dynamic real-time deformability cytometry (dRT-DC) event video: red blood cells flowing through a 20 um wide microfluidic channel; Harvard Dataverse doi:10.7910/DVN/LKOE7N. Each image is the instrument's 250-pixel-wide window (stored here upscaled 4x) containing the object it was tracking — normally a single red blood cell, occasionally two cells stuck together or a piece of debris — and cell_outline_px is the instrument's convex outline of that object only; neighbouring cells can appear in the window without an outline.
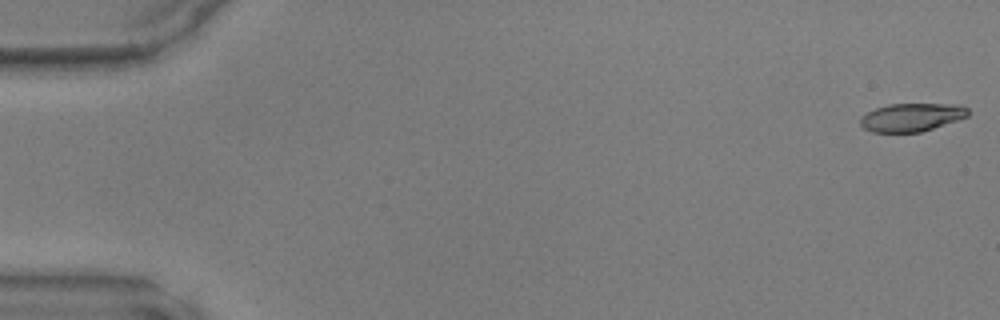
{"species": "common noctule bat (a hibernating species)", "species_latin": "Nyctalus noctula", "temperature_condition": "warm", "stored_images_in_passage": 48, "camera_frame_rate_fps": 3000, "um_per_image_px": 0.085, "animal": {"sex": "male", "body_mass_g": 17.9, "forearm_length_mm": 54.2}, "frame": {"image": 1, "passage_image": 1, "time_ms": 0.0, "image_size_px": [1000, 320], "cell_outline_px": [[968, 116], [920, 132], [872, 132], [864, 128], [860, 124], [860, 116], [876, 108], [888, 104], [960, 104], [968, 108]], "centroid_in_image_um": [77.46, 9.96], "position_along_channel_um": 7.5, "area_um2": 17.57}}
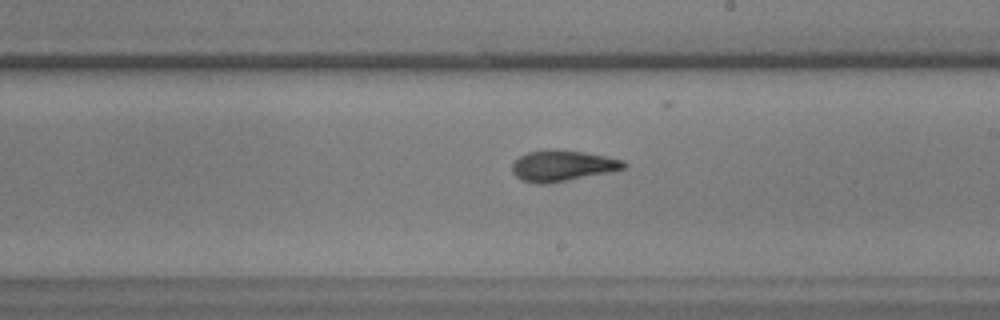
{"frame": {"image": 2, "passage_image": 28, "time_ms": 9.0, "image_size_px": [1000, 320], "cell_outline_px": [[628, 164], [624, 168], [608, 172], [568, 180], [544, 184], [536, 184], [520, 180], [512, 172], [512, 164], [520, 156], [528, 152], [556, 148], [584, 152], [624, 160]], "centroid_in_image_um": [47.78, 14.08], "position_along_channel_um": 241.2, "area_um2": 20.11}}
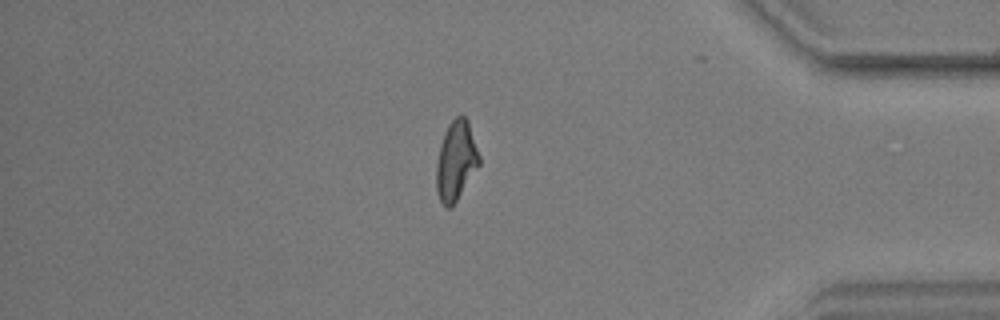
{"frame": {"image": 3, "passage_image": 41, "time_ms": 13.333, "image_size_px": [1000, 320], "cell_outline_px": [[480, 164], [452, 208], [444, 208], [440, 200], [436, 188], [436, 164], [440, 144], [444, 132], [448, 124], [456, 116], [464, 116], [468, 120], [480, 156]], "centroid_in_image_um": [38.75, 13.68], "position_along_channel_um": 396.4, "area_um2": 20.0}}